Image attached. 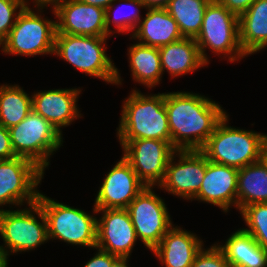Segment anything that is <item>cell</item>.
Listing matches in <instances>:
<instances>
[{
	"label": "cell",
	"mask_w": 267,
	"mask_h": 267,
	"mask_svg": "<svg viewBox=\"0 0 267 267\" xmlns=\"http://www.w3.org/2000/svg\"><path fill=\"white\" fill-rule=\"evenodd\" d=\"M57 33L112 37L105 25V10L79 0H60L53 6Z\"/></svg>",
	"instance_id": "16"
},
{
	"label": "cell",
	"mask_w": 267,
	"mask_h": 267,
	"mask_svg": "<svg viewBox=\"0 0 267 267\" xmlns=\"http://www.w3.org/2000/svg\"><path fill=\"white\" fill-rule=\"evenodd\" d=\"M228 11L238 17L243 14L255 0H218Z\"/></svg>",
	"instance_id": "34"
},
{
	"label": "cell",
	"mask_w": 267,
	"mask_h": 267,
	"mask_svg": "<svg viewBox=\"0 0 267 267\" xmlns=\"http://www.w3.org/2000/svg\"><path fill=\"white\" fill-rule=\"evenodd\" d=\"M15 157L17 156L11 145L9 130L0 124V160H9Z\"/></svg>",
	"instance_id": "33"
},
{
	"label": "cell",
	"mask_w": 267,
	"mask_h": 267,
	"mask_svg": "<svg viewBox=\"0 0 267 267\" xmlns=\"http://www.w3.org/2000/svg\"><path fill=\"white\" fill-rule=\"evenodd\" d=\"M158 49L162 73L167 72L170 78L191 74L208 66L194 38L183 37Z\"/></svg>",
	"instance_id": "21"
},
{
	"label": "cell",
	"mask_w": 267,
	"mask_h": 267,
	"mask_svg": "<svg viewBox=\"0 0 267 267\" xmlns=\"http://www.w3.org/2000/svg\"><path fill=\"white\" fill-rule=\"evenodd\" d=\"M254 203H267V164L262 159L238 171L237 211Z\"/></svg>",
	"instance_id": "25"
},
{
	"label": "cell",
	"mask_w": 267,
	"mask_h": 267,
	"mask_svg": "<svg viewBox=\"0 0 267 267\" xmlns=\"http://www.w3.org/2000/svg\"><path fill=\"white\" fill-rule=\"evenodd\" d=\"M102 180L93 204L96 209H126L146 187L123 156Z\"/></svg>",
	"instance_id": "15"
},
{
	"label": "cell",
	"mask_w": 267,
	"mask_h": 267,
	"mask_svg": "<svg viewBox=\"0 0 267 267\" xmlns=\"http://www.w3.org/2000/svg\"><path fill=\"white\" fill-rule=\"evenodd\" d=\"M8 130L15 155L33 161L44 172L50 166L51 156L65 142L63 134L34 110Z\"/></svg>",
	"instance_id": "9"
},
{
	"label": "cell",
	"mask_w": 267,
	"mask_h": 267,
	"mask_svg": "<svg viewBox=\"0 0 267 267\" xmlns=\"http://www.w3.org/2000/svg\"><path fill=\"white\" fill-rule=\"evenodd\" d=\"M239 42L247 56L267 48V0H255L239 17Z\"/></svg>",
	"instance_id": "22"
},
{
	"label": "cell",
	"mask_w": 267,
	"mask_h": 267,
	"mask_svg": "<svg viewBox=\"0 0 267 267\" xmlns=\"http://www.w3.org/2000/svg\"><path fill=\"white\" fill-rule=\"evenodd\" d=\"M154 188L156 186H146L126 208L138 241L150 251L174 225L165 200L155 193Z\"/></svg>",
	"instance_id": "11"
},
{
	"label": "cell",
	"mask_w": 267,
	"mask_h": 267,
	"mask_svg": "<svg viewBox=\"0 0 267 267\" xmlns=\"http://www.w3.org/2000/svg\"><path fill=\"white\" fill-rule=\"evenodd\" d=\"M206 167L207 158L200 150H176L157 189L192 202L200 190Z\"/></svg>",
	"instance_id": "13"
},
{
	"label": "cell",
	"mask_w": 267,
	"mask_h": 267,
	"mask_svg": "<svg viewBox=\"0 0 267 267\" xmlns=\"http://www.w3.org/2000/svg\"><path fill=\"white\" fill-rule=\"evenodd\" d=\"M37 203L47 221L49 241H62L67 245L88 247L91 250L96 247L98 214L94 205L89 214L84 209L56 201L41 191Z\"/></svg>",
	"instance_id": "5"
},
{
	"label": "cell",
	"mask_w": 267,
	"mask_h": 267,
	"mask_svg": "<svg viewBox=\"0 0 267 267\" xmlns=\"http://www.w3.org/2000/svg\"><path fill=\"white\" fill-rule=\"evenodd\" d=\"M83 3L90 4L92 6H98L104 10L113 4L116 0H79Z\"/></svg>",
	"instance_id": "36"
},
{
	"label": "cell",
	"mask_w": 267,
	"mask_h": 267,
	"mask_svg": "<svg viewBox=\"0 0 267 267\" xmlns=\"http://www.w3.org/2000/svg\"><path fill=\"white\" fill-rule=\"evenodd\" d=\"M141 9L145 10L146 8L140 0H116L105 9V25L107 32L111 36H115L116 34L123 35L125 33H131V36L143 18Z\"/></svg>",
	"instance_id": "27"
},
{
	"label": "cell",
	"mask_w": 267,
	"mask_h": 267,
	"mask_svg": "<svg viewBox=\"0 0 267 267\" xmlns=\"http://www.w3.org/2000/svg\"><path fill=\"white\" fill-rule=\"evenodd\" d=\"M96 252L82 267H113L114 264L120 259L108 252L102 251L97 247L94 248Z\"/></svg>",
	"instance_id": "32"
},
{
	"label": "cell",
	"mask_w": 267,
	"mask_h": 267,
	"mask_svg": "<svg viewBox=\"0 0 267 267\" xmlns=\"http://www.w3.org/2000/svg\"><path fill=\"white\" fill-rule=\"evenodd\" d=\"M164 104L176 150H200L227 114L220 103L193 91L165 92Z\"/></svg>",
	"instance_id": "1"
},
{
	"label": "cell",
	"mask_w": 267,
	"mask_h": 267,
	"mask_svg": "<svg viewBox=\"0 0 267 267\" xmlns=\"http://www.w3.org/2000/svg\"><path fill=\"white\" fill-rule=\"evenodd\" d=\"M82 90L80 87H73L34 91L31 93L32 110L62 134L63 128L71 126L83 116L77 103Z\"/></svg>",
	"instance_id": "17"
},
{
	"label": "cell",
	"mask_w": 267,
	"mask_h": 267,
	"mask_svg": "<svg viewBox=\"0 0 267 267\" xmlns=\"http://www.w3.org/2000/svg\"><path fill=\"white\" fill-rule=\"evenodd\" d=\"M204 242L195 232L174 224L151 252L162 267H191Z\"/></svg>",
	"instance_id": "19"
},
{
	"label": "cell",
	"mask_w": 267,
	"mask_h": 267,
	"mask_svg": "<svg viewBox=\"0 0 267 267\" xmlns=\"http://www.w3.org/2000/svg\"><path fill=\"white\" fill-rule=\"evenodd\" d=\"M215 243L230 267H267V251L242 228L233 231L223 243Z\"/></svg>",
	"instance_id": "23"
},
{
	"label": "cell",
	"mask_w": 267,
	"mask_h": 267,
	"mask_svg": "<svg viewBox=\"0 0 267 267\" xmlns=\"http://www.w3.org/2000/svg\"><path fill=\"white\" fill-rule=\"evenodd\" d=\"M262 160L267 164V134L264 135L262 142Z\"/></svg>",
	"instance_id": "39"
},
{
	"label": "cell",
	"mask_w": 267,
	"mask_h": 267,
	"mask_svg": "<svg viewBox=\"0 0 267 267\" xmlns=\"http://www.w3.org/2000/svg\"><path fill=\"white\" fill-rule=\"evenodd\" d=\"M24 1H25L26 5H30L32 3L34 6L35 5H38V6H53L56 2H58L60 0H24Z\"/></svg>",
	"instance_id": "37"
},
{
	"label": "cell",
	"mask_w": 267,
	"mask_h": 267,
	"mask_svg": "<svg viewBox=\"0 0 267 267\" xmlns=\"http://www.w3.org/2000/svg\"><path fill=\"white\" fill-rule=\"evenodd\" d=\"M9 256L0 247V267H9Z\"/></svg>",
	"instance_id": "38"
},
{
	"label": "cell",
	"mask_w": 267,
	"mask_h": 267,
	"mask_svg": "<svg viewBox=\"0 0 267 267\" xmlns=\"http://www.w3.org/2000/svg\"><path fill=\"white\" fill-rule=\"evenodd\" d=\"M211 0H170L167 12L177 22L183 37L195 38L201 29L204 12Z\"/></svg>",
	"instance_id": "28"
},
{
	"label": "cell",
	"mask_w": 267,
	"mask_h": 267,
	"mask_svg": "<svg viewBox=\"0 0 267 267\" xmlns=\"http://www.w3.org/2000/svg\"><path fill=\"white\" fill-rule=\"evenodd\" d=\"M130 40L160 48L183 38L177 22L165 8H148Z\"/></svg>",
	"instance_id": "20"
},
{
	"label": "cell",
	"mask_w": 267,
	"mask_h": 267,
	"mask_svg": "<svg viewBox=\"0 0 267 267\" xmlns=\"http://www.w3.org/2000/svg\"><path fill=\"white\" fill-rule=\"evenodd\" d=\"M121 104L118 140L157 139L171 144L164 93H142L135 87Z\"/></svg>",
	"instance_id": "2"
},
{
	"label": "cell",
	"mask_w": 267,
	"mask_h": 267,
	"mask_svg": "<svg viewBox=\"0 0 267 267\" xmlns=\"http://www.w3.org/2000/svg\"><path fill=\"white\" fill-rule=\"evenodd\" d=\"M44 174L24 157L0 160V211L6 206L13 209L36 203Z\"/></svg>",
	"instance_id": "10"
},
{
	"label": "cell",
	"mask_w": 267,
	"mask_h": 267,
	"mask_svg": "<svg viewBox=\"0 0 267 267\" xmlns=\"http://www.w3.org/2000/svg\"><path fill=\"white\" fill-rule=\"evenodd\" d=\"M109 38L56 33L53 56L66 61L75 70L119 87L123 78L106 52Z\"/></svg>",
	"instance_id": "3"
},
{
	"label": "cell",
	"mask_w": 267,
	"mask_h": 267,
	"mask_svg": "<svg viewBox=\"0 0 267 267\" xmlns=\"http://www.w3.org/2000/svg\"><path fill=\"white\" fill-rule=\"evenodd\" d=\"M123 158L146 186H158L176 149L157 139L118 140Z\"/></svg>",
	"instance_id": "12"
},
{
	"label": "cell",
	"mask_w": 267,
	"mask_h": 267,
	"mask_svg": "<svg viewBox=\"0 0 267 267\" xmlns=\"http://www.w3.org/2000/svg\"><path fill=\"white\" fill-rule=\"evenodd\" d=\"M129 259H119L113 267H129L130 264L128 263ZM131 267V266H130Z\"/></svg>",
	"instance_id": "40"
},
{
	"label": "cell",
	"mask_w": 267,
	"mask_h": 267,
	"mask_svg": "<svg viewBox=\"0 0 267 267\" xmlns=\"http://www.w3.org/2000/svg\"><path fill=\"white\" fill-rule=\"evenodd\" d=\"M146 9L148 8H166L170 0H140Z\"/></svg>",
	"instance_id": "35"
},
{
	"label": "cell",
	"mask_w": 267,
	"mask_h": 267,
	"mask_svg": "<svg viewBox=\"0 0 267 267\" xmlns=\"http://www.w3.org/2000/svg\"><path fill=\"white\" fill-rule=\"evenodd\" d=\"M25 6L24 0H0V45L7 38Z\"/></svg>",
	"instance_id": "30"
},
{
	"label": "cell",
	"mask_w": 267,
	"mask_h": 267,
	"mask_svg": "<svg viewBox=\"0 0 267 267\" xmlns=\"http://www.w3.org/2000/svg\"><path fill=\"white\" fill-rule=\"evenodd\" d=\"M239 214L247 226L242 229L267 251V203L248 205Z\"/></svg>",
	"instance_id": "29"
},
{
	"label": "cell",
	"mask_w": 267,
	"mask_h": 267,
	"mask_svg": "<svg viewBox=\"0 0 267 267\" xmlns=\"http://www.w3.org/2000/svg\"><path fill=\"white\" fill-rule=\"evenodd\" d=\"M127 47L131 78L139 85L152 89L163 79L159 49L137 41Z\"/></svg>",
	"instance_id": "24"
},
{
	"label": "cell",
	"mask_w": 267,
	"mask_h": 267,
	"mask_svg": "<svg viewBox=\"0 0 267 267\" xmlns=\"http://www.w3.org/2000/svg\"><path fill=\"white\" fill-rule=\"evenodd\" d=\"M194 39L208 65L211 57L207 51L231 63L248 57L239 42L238 16L228 11L218 0H211L207 5L200 32Z\"/></svg>",
	"instance_id": "7"
},
{
	"label": "cell",
	"mask_w": 267,
	"mask_h": 267,
	"mask_svg": "<svg viewBox=\"0 0 267 267\" xmlns=\"http://www.w3.org/2000/svg\"><path fill=\"white\" fill-rule=\"evenodd\" d=\"M30 6L26 5L19 13L15 25L0 45L2 54L28 58L54 54L57 33L54 8L51 6L50 10L55 20L44 16L43 9L49 6Z\"/></svg>",
	"instance_id": "4"
},
{
	"label": "cell",
	"mask_w": 267,
	"mask_h": 267,
	"mask_svg": "<svg viewBox=\"0 0 267 267\" xmlns=\"http://www.w3.org/2000/svg\"><path fill=\"white\" fill-rule=\"evenodd\" d=\"M191 267H230L224 253L216 245L203 247L196 255Z\"/></svg>",
	"instance_id": "31"
},
{
	"label": "cell",
	"mask_w": 267,
	"mask_h": 267,
	"mask_svg": "<svg viewBox=\"0 0 267 267\" xmlns=\"http://www.w3.org/2000/svg\"><path fill=\"white\" fill-rule=\"evenodd\" d=\"M20 208L6 207L0 211V238L3 241L0 247L9 257L36 250L49 242L47 221L40 205L36 202Z\"/></svg>",
	"instance_id": "8"
},
{
	"label": "cell",
	"mask_w": 267,
	"mask_h": 267,
	"mask_svg": "<svg viewBox=\"0 0 267 267\" xmlns=\"http://www.w3.org/2000/svg\"><path fill=\"white\" fill-rule=\"evenodd\" d=\"M229 119L227 113L200 151L211 162L237 169L261 160L265 134L230 126Z\"/></svg>",
	"instance_id": "6"
},
{
	"label": "cell",
	"mask_w": 267,
	"mask_h": 267,
	"mask_svg": "<svg viewBox=\"0 0 267 267\" xmlns=\"http://www.w3.org/2000/svg\"><path fill=\"white\" fill-rule=\"evenodd\" d=\"M96 247L120 259H130L138 241L127 209H97Z\"/></svg>",
	"instance_id": "14"
},
{
	"label": "cell",
	"mask_w": 267,
	"mask_h": 267,
	"mask_svg": "<svg viewBox=\"0 0 267 267\" xmlns=\"http://www.w3.org/2000/svg\"><path fill=\"white\" fill-rule=\"evenodd\" d=\"M32 111V95L19 84H0V124L5 128L20 123Z\"/></svg>",
	"instance_id": "26"
},
{
	"label": "cell",
	"mask_w": 267,
	"mask_h": 267,
	"mask_svg": "<svg viewBox=\"0 0 267 267\" xmlns=\"http://www.w3.org/2000/svg\"><path fill=\"white\" fill-rule=\"evenodd\" d=\"M239 169L211 162L207 159L205 177L192 201L214 205L227 214L237 210V181Z\"/></svg>",
	"instance_id": "18"
}]
</instances>
